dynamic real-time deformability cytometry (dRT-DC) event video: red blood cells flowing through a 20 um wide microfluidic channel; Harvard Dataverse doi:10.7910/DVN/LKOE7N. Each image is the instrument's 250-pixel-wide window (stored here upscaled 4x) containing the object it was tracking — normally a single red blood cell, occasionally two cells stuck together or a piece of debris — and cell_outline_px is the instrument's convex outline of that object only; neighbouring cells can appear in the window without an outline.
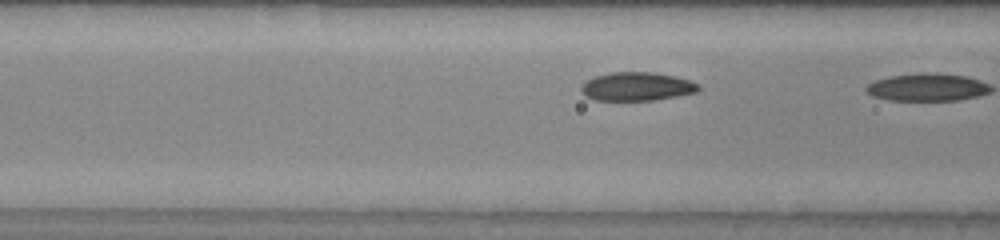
{"species": "common noctule bat (a hibernating species)", "species_latin": "Nyctalus noctula", "temperature_condition": "warm", "stored_images_in_passage": 8, "camera_frame_rate_fps": 3000, "um_per_image_px": 0.085, "animal": {"sex": "male", "body_mass_g": 20.0, "forearm_length_mm": 53.3}, "frame": {"image": 1, "passage_image": 7, "time_ms": 2.0, "image_size_px": [1000, 240], "cell_outline_px": [[700, 88], [696, 92], [676, 96], [652, 100], [596, 100], [584, 96], [580, 92], [580, 88], [588, 80], [596, 76], [612, 72], [652, 72], [672, 76], [688, 80], [700, 84]], "centroid_in_image_um": [54.11, 7.36], "position_along_channel_um": 112.5, "area_um2": 19.31}}